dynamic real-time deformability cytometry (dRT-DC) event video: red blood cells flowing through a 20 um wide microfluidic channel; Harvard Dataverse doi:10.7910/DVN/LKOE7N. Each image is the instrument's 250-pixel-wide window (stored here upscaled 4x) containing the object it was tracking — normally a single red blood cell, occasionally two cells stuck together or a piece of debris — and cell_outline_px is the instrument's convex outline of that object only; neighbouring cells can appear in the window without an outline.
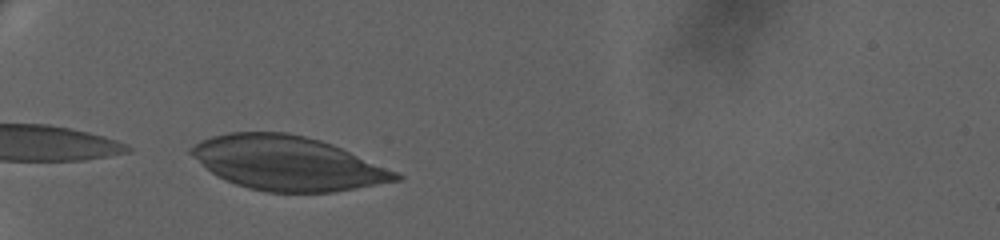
{"species": "human", "species_latin": "Homo sapiens", "temperature_condition": "warm", "stored_images_in_passage": 10, "camera_frame_rate_fps": 3000, "um_per_image_px": 0.085, "donor": {"sex": "female"}, "frame": {"image": 1, "passage_image": 1, "time_ms": 0.0, "image_size_px": [1000, 240], "cell_outline_px": [[404, 180], [332, 192], [268, 192], [248, 188], [224, 180], [216, 176], [192, 156], [188, 152], [188, 148], [200, 140], [212, 136], [228, 132], [288, 132], [320, 140], [332, 144], [400, 172], [404, 176]], "centroid_in_image_um": [24.46, 13.87], "position_along_channel_um": 60.5, "area_um2": 64.85}}
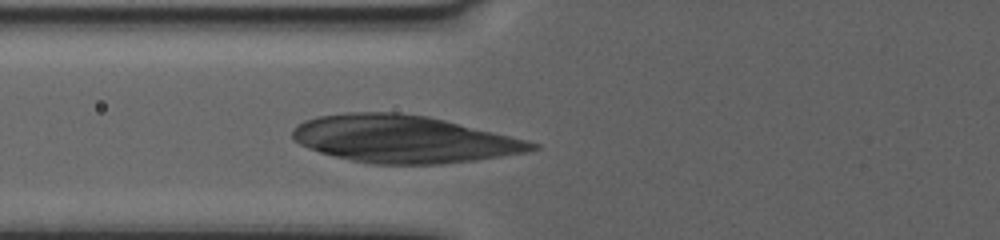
{"frame": {"image": 2, "passage_image": 6, "time_ms": 1.667, "image_size_px": [1000, 240], "cell_outline_px": [[540, 148], [528, 152], [476, 160], [440, 164], [368, 164], [320, 152], [308, 148], [292, 140], [292, 128], [296, 124], [304, 120], [316, 116], [344, 112], [400, 112], [428, 116], [528, 140], [540, 144]], "centroid_in_image_um": [34.28, 11.81], "position_along_channel_um": 91.5, "area_um2": 66.35}}
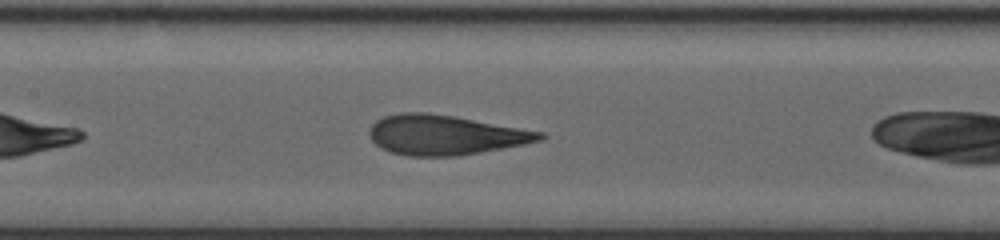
{"frame": {"image": 3, "passage_image": 9, "time_ms": 2.667, "image_size_px": [1000, 240], "cell_outline_px": [[548, 136], [540, 140], [524, 144], [480, 152], [456, 156], [408, 156], [392, 152], [380, 148], [368, 136], [368, 132], [372, 124], [376, 120], [384, 116], [400, 112], [428, 112], [456, 116], [544, 132]], "centroid_in_image_um": [37.82, 11.46], "position_along_channel_um": 169.6, "area_um2": 39.71}}